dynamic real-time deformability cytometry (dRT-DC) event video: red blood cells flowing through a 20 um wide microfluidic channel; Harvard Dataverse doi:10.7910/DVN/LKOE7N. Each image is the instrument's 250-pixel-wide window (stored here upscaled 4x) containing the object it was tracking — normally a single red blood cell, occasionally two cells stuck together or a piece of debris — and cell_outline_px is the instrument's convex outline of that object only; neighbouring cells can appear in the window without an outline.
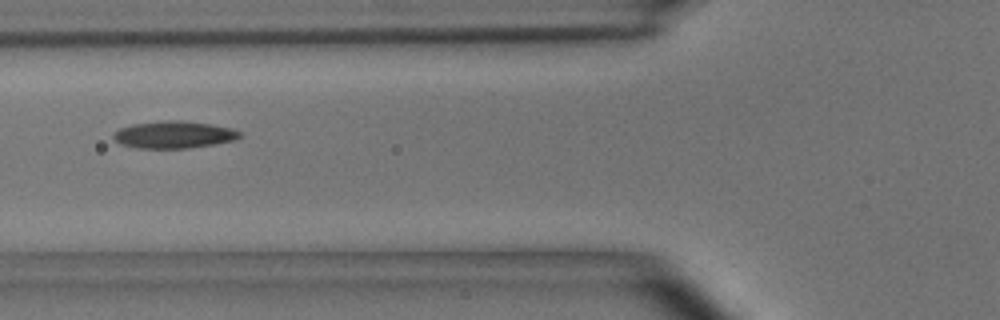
{"species": "common noctule bat (a hibernating species)", "species_latin": "Nyctalus noctula", "temperature_condition": "room temperature", "stored_images_in_passage": 9, "camera_frame_rate_fps": 3000, "um_per_image_px": 0.085, "animal": {"sex": "male", "body_mass_g": 15.6}, "frame": {"image": 1, "passage_image": 7, "time_ms": 2.0, "image_size_px": [1000, 320], "cell_outline_px": [[244, 136], [236, 140], [188, 148], [136, 148], [120, 144], [112, 140], [112, 136], [120, 128], [132, 124], [168, 120], [180, 120], [208, 124], [232, 128], [240, 132]], "centroid_in_image_um": [14.77, 11.45], "position_along_channel_um": 111.0, "area_um2": 20.0}}